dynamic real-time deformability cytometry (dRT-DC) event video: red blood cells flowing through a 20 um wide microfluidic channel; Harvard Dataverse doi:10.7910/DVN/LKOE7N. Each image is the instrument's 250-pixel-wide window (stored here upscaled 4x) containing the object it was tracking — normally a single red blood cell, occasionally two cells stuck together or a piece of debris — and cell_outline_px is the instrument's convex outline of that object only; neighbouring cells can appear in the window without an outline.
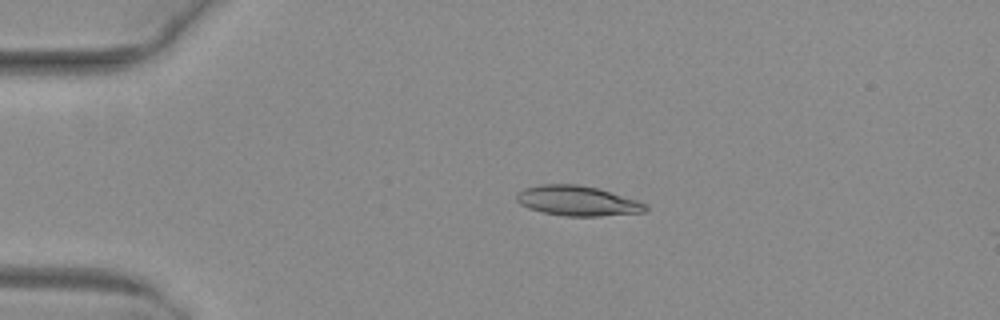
{"species": "common noctule bat (a hibernating species)", "species_latin": "Nyctalus noctula", "temperature_condition": "warm", "stored_images_in_passage": 51, "camera_frame_rate_fps": 3000, "um_per_image_px": 0.085, "animal": {"sex": "female", "body_mass_g": 29.2, "forearm_length_mm": 56.3}, "frame": {"image": 1, "passage_image": 11, "time_ms": 3.333, "image_size_px": [1000, 320], "cell_outline_px": [[648, 208], [644, 212], [600, 216], [564, 216], [544, 212], [528, 208], [520, 204], [516, 200], [516, 192], [524, 188], [540, 184], [576, 184], [600, 188], [648, 204]], "centroid_in_image_um": [49.07, 17.06], "position_along_channel_um": 35.9, "area_um2": 22.66}}
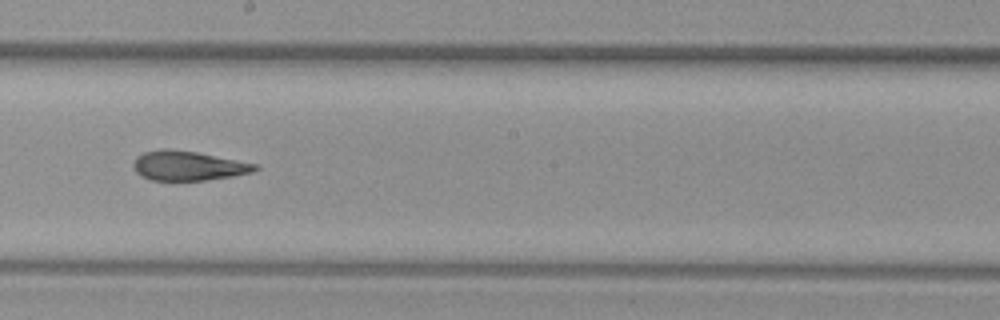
{"frame": {"image": 2, "passage_image": 29, "time_ms": 9.333, "image_size_px": [1000, 320], "cell_outline_px": [[260, 168], [252, 172], [232, 176], [208, 180], [152, 180], [140, 176], [136, 172], [132, 164], [136, 156], [144, 152], [160, 148], [168, 148], [196, 152], [256, 164]], "centroid_in_image_um": [15.94, 14.08], "position_along_channel_um": 232.3, "area_um2": 20.92}}
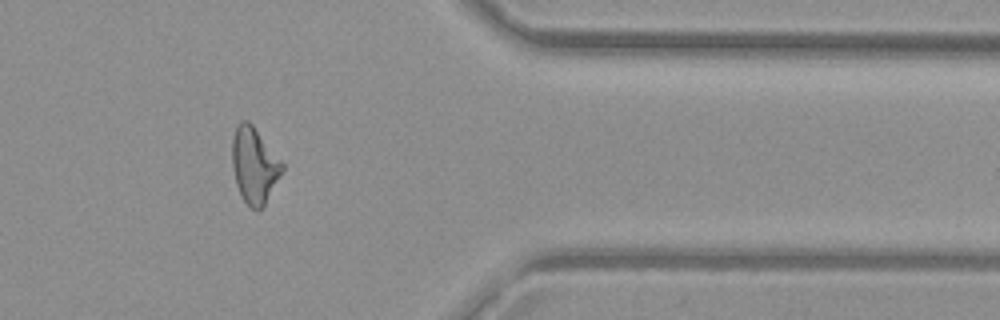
{"frame": {"image": 3, "passage_image": 42, "time_ms": 13.667, "image_size_px": [1000, 320], "cell_outline_px": [[284, 168], [264, 204], [256, 212], [244, 200], [236, 184], [232, 168], [232, 136], [240, 120], [248, 120], [252, 124], [284, 164]], "centroid_in_image_um": [21.59, 14.02], "position_along_channel_um": 389.8, "area_um2": 21.79}, "authors_computed_cell_mechanics": {"area_um2": 21.8484, "velocity_mm_per_s": 4.051, "shape_relaxation_time_tau1_ms": null, "shape_relaxation_time_tau2_ms": 3.1809, "deformation_change_tau1": null, "deformation_change_tau2": 0.1268}}